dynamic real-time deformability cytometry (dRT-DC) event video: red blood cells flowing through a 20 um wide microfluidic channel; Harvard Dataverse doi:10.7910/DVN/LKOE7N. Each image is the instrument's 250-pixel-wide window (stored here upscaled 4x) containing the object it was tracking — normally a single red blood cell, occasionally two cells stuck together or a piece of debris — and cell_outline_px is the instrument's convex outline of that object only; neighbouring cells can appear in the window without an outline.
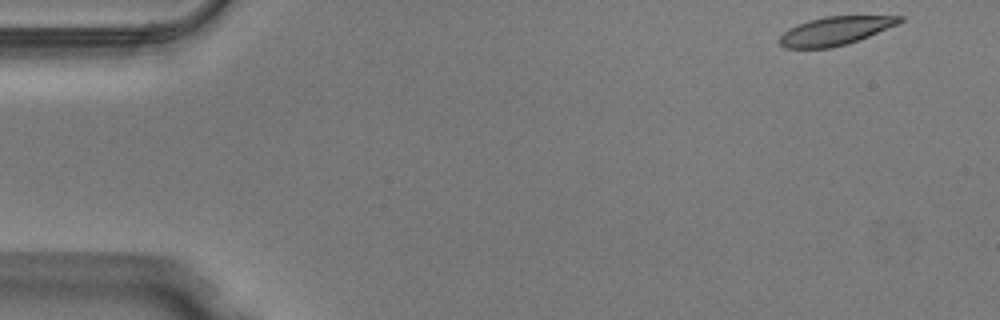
{"species": "Egyptian fruit bat (a non-hibernating species)", "species_latin": "Rousettus aegyptiacus", "temperature_condition": "warm", "stored_images_in_passage": 49, "camera_frame_rate_fps": 3000, "um_per_image_px": 0.085, "animal": {"sex": "male"}, "frame": {"image": 1, "passage_image": 1, "time_ms": 0.0, "image_size_px": [1000, 320], "cell_outline_px": [[904, 20], [896, 24], [868, 36], [848, 44], [832, 48], [784, 48], [776, 40], [788, 28], [808, 20], [824, 16], [904, 16]], "centroid_in_image_um": [70.93, 2.63], "position_along_channel_um": 14.1, "area_um2": 19.88}}
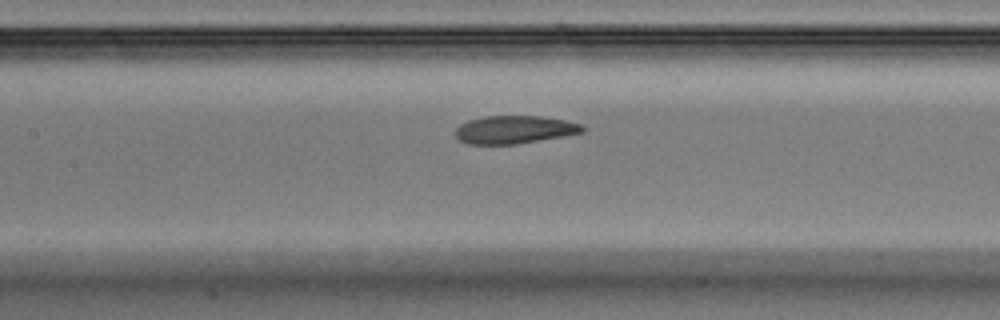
{"frame": {"image": 2, "passage_image": 21, "time_ms": 6.667, "image_size_px": [1000, 320], "cell_outline_px": [[588, 128], [584, 132], [564, 136], [516, 144], [468, 144], [460, 140], [456, 136], [456, 128], [460, 124], [468, 120], [484, 116], [540, 116], [564, 120], [584, 124]], "centroid_in_image_um": [43.77, 11.01], "position_along_channel_um": 163.6, "area_um2": 20.81}}
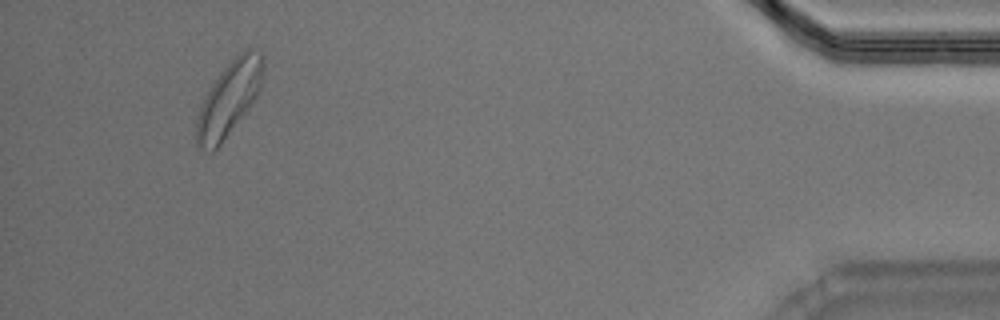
{"frame": {"image": 3, "passage_image": 45, "time_ms": 14.667, "image_size_px": [1000, 320], "cell_outline_px": [[264, 68], [260, 88], [256, 96], [220, 144], [212, 152], [208, 152], [196, 144], [196, 120], [200, 108], [212, 84], [224, 68], [244, 48], [252, 48], [260, 52], [264, 60]], "centroid_in_image_um": [19.47, 8.35], "position_along_channel_um": 415.7, "area_um2": 28.03}}